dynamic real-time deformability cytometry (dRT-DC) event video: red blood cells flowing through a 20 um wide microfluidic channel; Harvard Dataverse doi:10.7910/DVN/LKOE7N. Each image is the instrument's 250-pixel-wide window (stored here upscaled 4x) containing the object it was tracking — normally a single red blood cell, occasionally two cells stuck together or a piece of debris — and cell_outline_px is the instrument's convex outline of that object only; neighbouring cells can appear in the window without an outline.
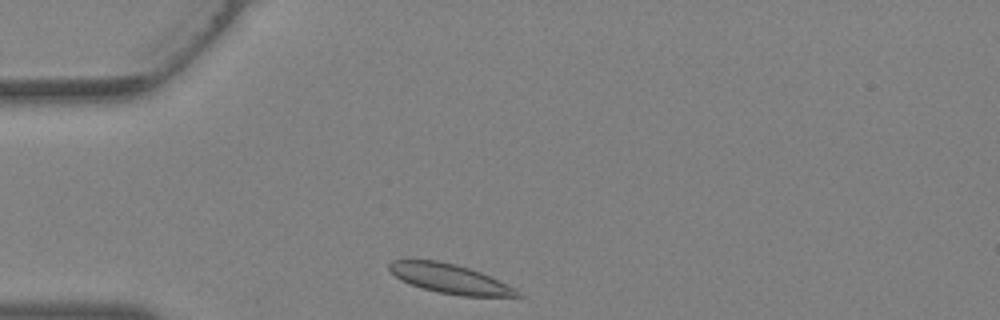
{"species": "Egyptian fruit bat (a non-hibernating species)", "species_latin": "Rousettus aegyptiacus", "temperature_condition": "warm", "stored_images_in_passage": 22, "camera_frame_rate_fps": 3000, "um_per_image_px": 0.085, "animal": {"sex": "female"}, "frame": {"image": 1, "passage_image": 1, "time_ms": 0.0, "image_size_px": [1000, 320], "cell_outline_px": [[524, 296], [460, 296], [436, 292], [420, 288], [400, 280], [388, 268], [388, 264], [392, 260], [436, 260], [456, 264], [480, 272], [516, 288]], "centroid_in_image_um": [38.22, 23.7], "position_along_channel_um": 46.8, "area_um2": 21.91}}
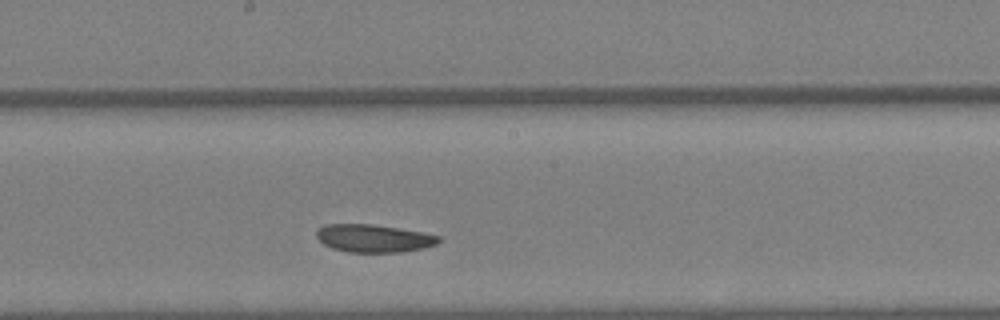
{"frame": {"image": 2, "passage_image": 12, "time_ms": 3.667, "image_size_px": [1000, 320], "cell_outline_px": [[440, 240], [436, 244], [424, 248], [404, 252], [348, 252], [332, 248], [324, 244], [316, 236], [316, 232], [324, 224], [372, 224], [420, 232], [440, 236]], "centroid_in_image_um": [31.75, 20.26], "position_along_channel_um": 216.4, "area_um2": 19.65}}
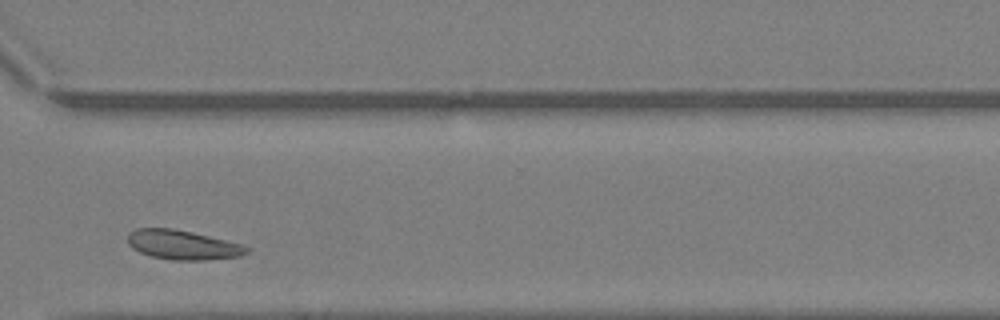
{"frame": {"image": 3, "passage_image": 20, "time_ms": 6.333, "image_size_px": [1000, 320], "cell_outline_px": [[252, 248], [248, 252], [240, 256], [204, 260], [172, 260], [152, 256], [140, 252], [132, 248], [128, 244], [128, 232], [136, 228], [172, 228], [192, 232], [240, 244]], "centroid_in_image_um": [15.5, 20.81], "position_along_channel_um": 355.1, "area_um2": 20.29}}